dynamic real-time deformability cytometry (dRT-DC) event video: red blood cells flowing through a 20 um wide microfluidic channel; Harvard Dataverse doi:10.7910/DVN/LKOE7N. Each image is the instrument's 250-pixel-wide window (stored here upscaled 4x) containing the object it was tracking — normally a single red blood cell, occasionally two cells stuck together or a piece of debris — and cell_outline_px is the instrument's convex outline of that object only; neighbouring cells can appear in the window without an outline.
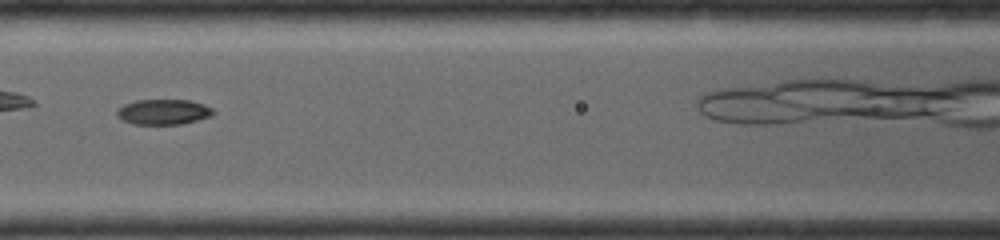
{"species": "common noctule bat (a hibernating species)", "species_latin": "Nyctalus noctula", "temperature_condition": "room temperature", "stored_images_in_passage": 7, "camera_frame_rate_fps": 4000, "um_per_image_px": 0.085, "animal": {"sex": "female", "body_mass_g": 19.0, "forearm_length_mm": 56.7}, "frame": {"image": 1, "passage_image": 3, "time_ms": 2.0, "image_size_px": [1000, 240], "cell_outline_px": [[216, 112], [212, 116], [180, 124], [136, 124], [124, 120], [116, 116], [116, 112], [124, 104], [136, 100], [192, 100], [204, 104], [212, 108]], "centroid_in_image_um": [13.93, 9.5], "position_along_channel_um": 152.7, "area_um2": 14.16}}